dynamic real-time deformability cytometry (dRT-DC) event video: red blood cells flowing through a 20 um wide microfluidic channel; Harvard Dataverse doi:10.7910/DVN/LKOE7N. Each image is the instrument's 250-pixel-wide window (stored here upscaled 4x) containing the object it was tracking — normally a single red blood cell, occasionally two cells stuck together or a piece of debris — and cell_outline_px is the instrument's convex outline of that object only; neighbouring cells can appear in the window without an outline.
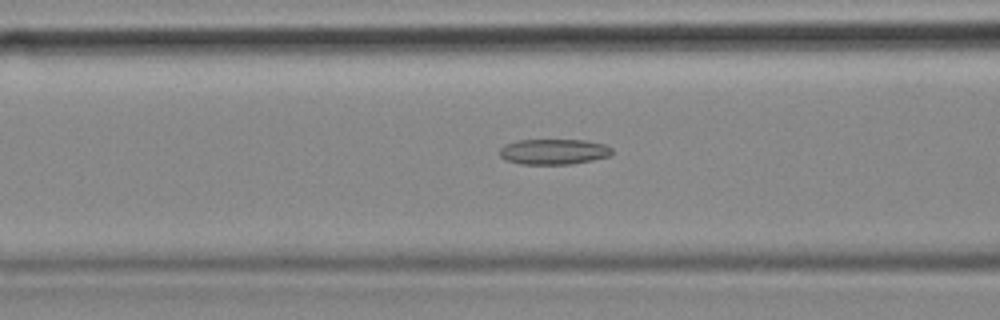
{"species": "common noctule bat (a hibernating species)", "species_latin": "Nyctalus noctula", "temperature_condition": "cold", "stored_images_in_passage": 46, "camera_frame_rate_fps": 3000, "um_per_image_px": 0.085, "animal": {"sex": "female", "body_mass_g": 18.4}, "frame": {"image": 1, "passage_image": 13, "time_ms": 4.0, "image_size_px": [1000, 320], "cell_outline_px": [[612, 152], [608, 156], [592, 160], [572, 164], [520, 164], [504, 160], [500, 156], [500, 148], [504, 144], [516, 140], [588, 140], [604, 144], [612, 148]], "centroid_in_image_um": [47.03, 12.89], "position_along_channel_um": 119.6, "area_um2": 16.82}}
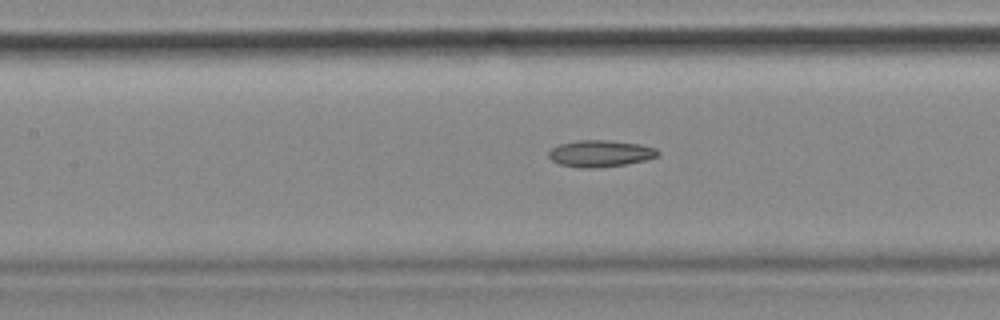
{"frame": {"image": 2, "passage_image": 16, "time_ms": 5.0, "image_size_px": [1000, 320], "cell_outline_px": [[660, 152], [656, 156], [644, 160], [628, 164], [596, 168], [580, 168], [560, 164], [552, 160], [548, 156], [548, 152], [552, 148], [560, 144], [576, 140], [608, 140], [640, 144], [656, 148]], "centroid_in_image_um": [51.02, 13.05], "position_along_channel_um": 156.4, "area_um2": 16.99}}
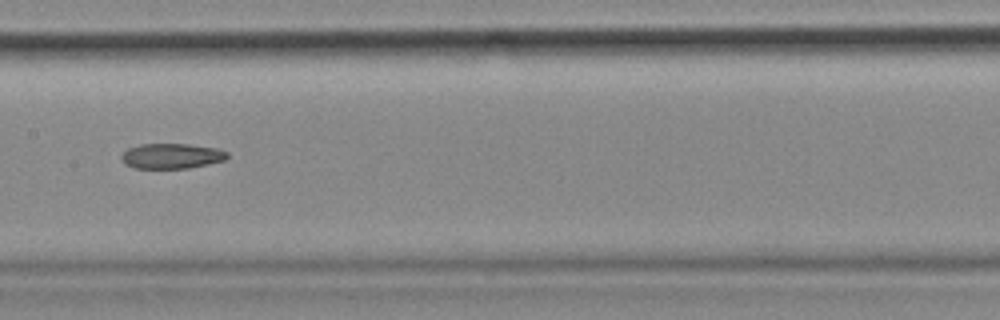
{"frame": {"image": 3, "passage_image": 19, "time_ms": 6.0, "image_size_px": [1000, 320], "cell_outline_px": [[228, 156], [224, 160], [208, 164], [188, 168], [132, 168], [124, 164], [120, 156], [128, 148], [140, 144], [188, 144], [216, 148], [228, 152]], "centroid_in_image_um": [14.56, 13.26], "position_along_channel_um": 192.8, "area_um2": 15.55}}